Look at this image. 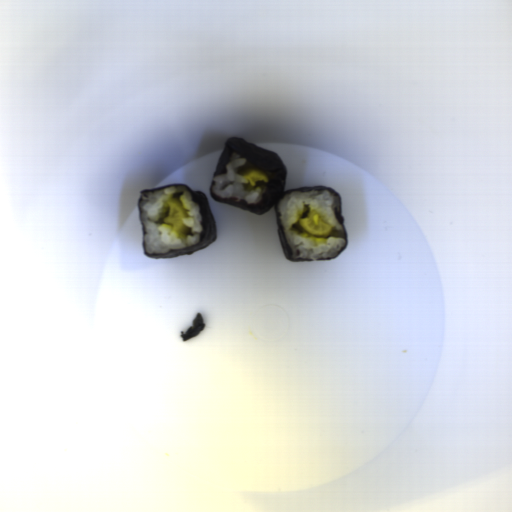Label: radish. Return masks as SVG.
<instances>
[{
    "label": "radish",
    "mask_w": 512,
    "mask_h": 512,
    "mask_svg": "<svg viewBox=\"0 0 512 512\" xmlns=\"http://www.w3.org/2000/svg\"><path fill=\"white\" fill-rule=\"evenodd\" d=\"M169 212L163 219L165 223L171 224L177 232L187 234L189 227L185 225L183 219L188 217L185 206L180 199L172 197L168 200Z\"/></svg>",
    "instance_id": "1f323893"
},
{
    "label": "radish",
    "mask_w": 512,
    "mask_h": 512,
    "mask_svg": "<svg viewBox=\"0 0 512 512\" xmlns=\"http://www.w3.org/2000/svg\"><path fill=\"white\" fill-rule=\"evenodd\" d=\"M243 178L249 182L250 186H256L257 182H269V178L264 173L254 169L245 172Z\"/></svg>",
    "instance_id": "49b2ee8c"
},
{
    "label": "radish",
    "mask_w": 512,
    "mask_h": 512,
    "mask_svg": "<svg viewBox=\"0 0 512 512\" xmlns=\"http://www.w3.org/2000/svg\"><path fill=\"white\" fill-rule=\"evenodd\" d=\"M298 223L306 233L321 238L331 234L334 229V226L326 224L315 211L306 218H299Z\"/></svg>",
    "instance_id": "8e3532e8"
}]
</instances>
